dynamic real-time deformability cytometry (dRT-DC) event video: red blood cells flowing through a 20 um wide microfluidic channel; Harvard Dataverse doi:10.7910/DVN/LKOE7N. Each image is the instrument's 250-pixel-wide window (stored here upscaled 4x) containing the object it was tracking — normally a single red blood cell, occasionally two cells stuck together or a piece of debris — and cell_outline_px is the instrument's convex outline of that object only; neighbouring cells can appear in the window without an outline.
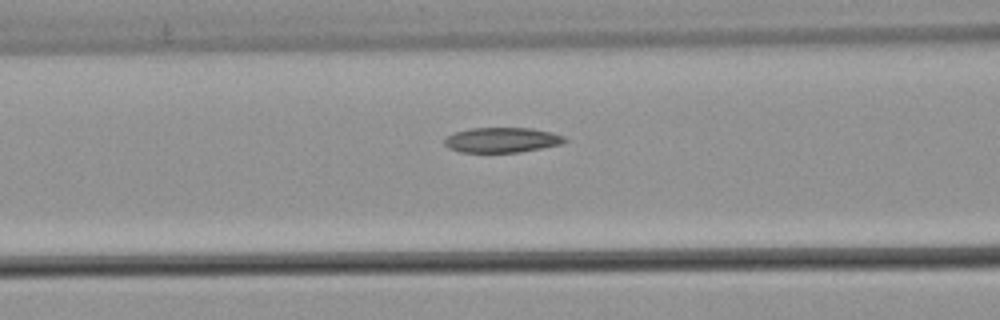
{"species": "common noctule bat (a hibernating species)", "species_latin": "Nyctalus noctula", "temperature_condition": "warm", "stored_images_in_passage": 5, "segment_of_instrument_passage": [1, 2], "camera_frame_rate_fps": 3000, "um_per_image_px": 0.085, "animal": {"sex": "male", "body_mass_g": 21.5, "forearm_length_mm": 52.0}, "frame": {"image": 1, "passage_image": 4, "time_ms": 1.0, "image_size_px": [1000, 320], "cell_outline_px": [[568, 140], [560, 144], [520, 152], [460, 152], [448, 148], [444, 144], [444, 140], [448, 136], [456, 132], [472, 128], [532, 128], [552, 132], [564, 136]], "centroid_in_image_um": [42.67, 11.9], "position_along_channel_um": 123.9, "area_um2": 17.46}}